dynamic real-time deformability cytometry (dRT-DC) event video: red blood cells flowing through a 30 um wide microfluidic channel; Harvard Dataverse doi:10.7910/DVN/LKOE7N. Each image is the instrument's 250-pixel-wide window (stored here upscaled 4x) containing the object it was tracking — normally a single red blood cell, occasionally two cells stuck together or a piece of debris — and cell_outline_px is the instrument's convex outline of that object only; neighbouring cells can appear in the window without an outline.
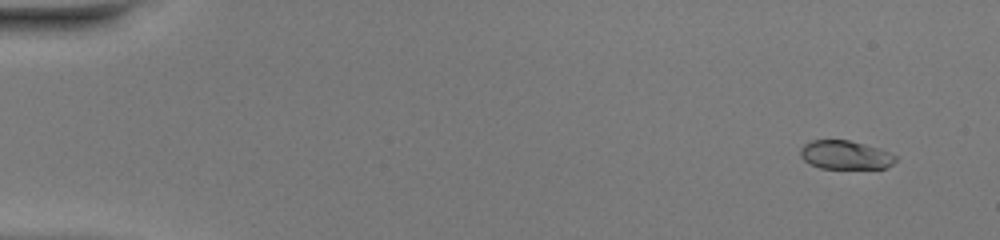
{"species": "common noctule bat (a hibernating species)", "species_latin": "Nyctalus noctula", "temperature_condition": "warm", "stored_images_in_passage": 48, "camera_frame_rate_fps": 3000, "um_per_image_px": 0.085, "animal": {"sex": "female", "body_mass_g": 20.0, "forearm_length_mm": 54.0}, "frame": {"image": 1, "passage_image": 1, "time_ms": 0.0, "image_size_px": [1000, 240], "cell_outline_px": [[896, 160], [892, 164], [884, 168], [820, 168], [808, 164], [800, 156], [800, 148], [804, 144], [812, 140], [848, 140], [864, 144], [888, 152], [896, 156]], "centroid_in_image_um": [71.79, 13.17], "position_along_channel_um": 13.2, "area_um2": 15.78}}
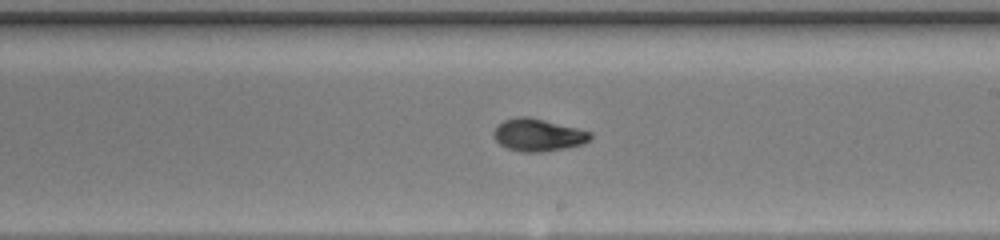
{"frame": {"image": 2, "passage_image": 28, "time_ms": 9.0, "image_size_px": [1000, 240], "cell_outline_px": [[592, 136], [584, 144], [564, 148], [540, 152], [520, 152], [508, 148], [500, 144], [496, 140], [492, 132], [504, 120], [516, 116], [528, 116], [592, 132]], "centroid_in_image_um": [45.73, 11.47], "position_along_channel_um": 243.3, "area_um2": 18.09}}
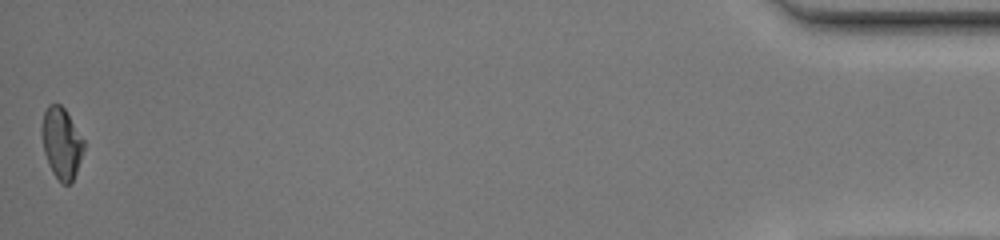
{"frame": {"image": 3, "passage_image": 48, "time_ms": 15.667, "image_size_px": [1000, 240], "cell_outline_px": [[84, 148], [76, 172], [72, 180], [68, 184], [60, 184], [52, 172], [48, 164], [44, 152], [40, 132], [40, 128], [44, 112], [48, 104], [60, 104], [64, 108], [84, 140]], "centroid_in_image_um": [5.19, 12.16], "position_along_channel_um": 430.0, "area_um2": 17.46}, "authors_computed_cell_mechanics": {"area_um2": 17.6868, "velocity_mm_per_s": 4.1457, "shape_relaxation_time_tau1_ms": 6.8853, "shape_relaxation_time_tau2_ms": 1.3128, "deformation_change_tau1": 0.2395, "deformation_change_tau2": 0.0578}}